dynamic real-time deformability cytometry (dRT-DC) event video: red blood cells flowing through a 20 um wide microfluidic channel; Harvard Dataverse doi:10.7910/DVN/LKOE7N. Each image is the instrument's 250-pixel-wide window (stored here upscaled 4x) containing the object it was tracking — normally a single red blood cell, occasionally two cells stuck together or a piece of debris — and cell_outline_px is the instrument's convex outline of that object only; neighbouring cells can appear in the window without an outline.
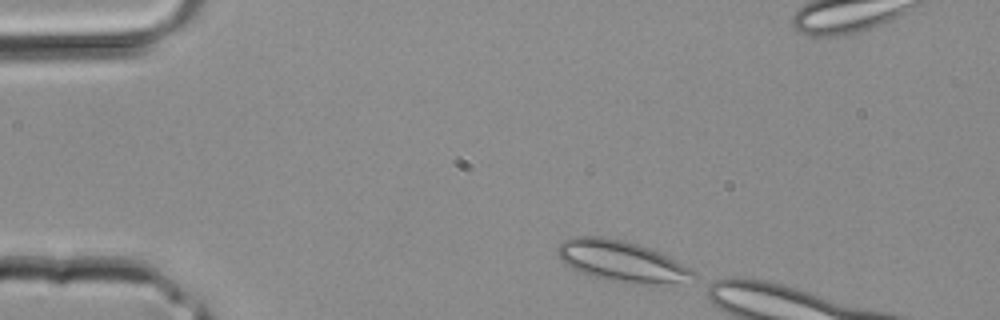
{"species": "common noctule bat (a hibernating species)", "species_latin": "Nyctalus noctula", "temperature_condition": "room temperature", "stored_images_in_passage": 9, "camera_frame_rate_fps": 3000, "um_per_image_px": 0.085, "animal": {"sex": "male", "body_mass_g": 20.4}, "frame": {"image": 1, "passage_image": 1, "time_ms": 0.0, "image_size_px": [1000, 320], "cell_outline_px": [[696, 272], [676, 280], [656, 284], [632, 284], [592, 276], [572, 268], [564, 264], [556, 256], [556, 248], [564, 240], [572, 236], [600, 236], [624, 240], [648, 248], [668, 256]], "centroid_in_image_um": [52.66, 22.16], "position_along_channel_um": 32.3, "area_um2": 31.5}}
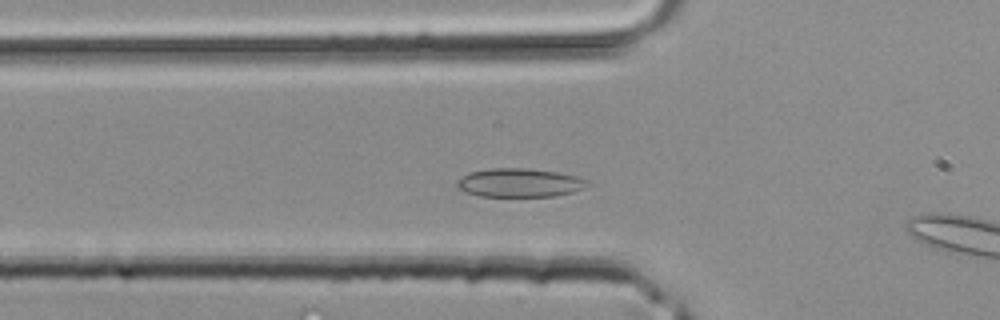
{"frame": {"image": 2, "passage_image": 7, "time_ms": 2.0, "image_size_px": [1000, 320], "cell_outline_px": [[592, 184], [584, 188], [572, 192], [552, 196], [480, 196], [464, 192], [456, 188], [456, 180], [460, 176], [468, 172], [492, 168], [528, 168], [556, 172], [576, 176], [588, 180]], "centroid_in_image_um": [44.12, 15.53], "position_along_channel_um": 81.7, "area_um2": 22.02}}